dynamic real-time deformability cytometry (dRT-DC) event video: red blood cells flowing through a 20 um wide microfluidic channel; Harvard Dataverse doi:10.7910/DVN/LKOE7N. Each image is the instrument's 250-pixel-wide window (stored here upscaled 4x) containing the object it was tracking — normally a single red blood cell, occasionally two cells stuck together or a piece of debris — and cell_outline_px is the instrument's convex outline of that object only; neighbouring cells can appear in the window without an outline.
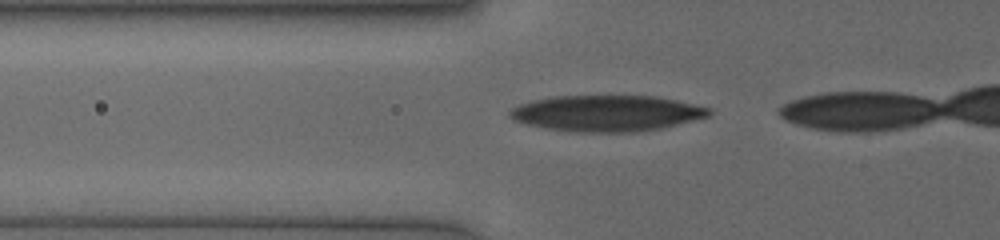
{"species": "human", "species_latin": "Homo sapiens", "temperature_condition": "cold", "stored_images_in_passage": 29, "camera_frame_rate_fps": 3000, "um_per_image_px": 0.085, "donor": {"sex": "female"}, "frame": {"image": 1, "passage_image": 23, "time_ms": 4.667, "image_size_px": [1000, 240], "cell_outline_px": [[712, 112], [708, 116], [660, 128], [636, 132], [568, 132], [544, 128], [524, 124], [508, 116], [508, 112], [512, 108], [520, 104], [532, 100], [556, 96], [656, 96], [676, 100], [712, 108]], "centroid_in_image_um": [51.53, 9.63], "position_along_channel_um": 74.3, "area_um2": 41.91}}